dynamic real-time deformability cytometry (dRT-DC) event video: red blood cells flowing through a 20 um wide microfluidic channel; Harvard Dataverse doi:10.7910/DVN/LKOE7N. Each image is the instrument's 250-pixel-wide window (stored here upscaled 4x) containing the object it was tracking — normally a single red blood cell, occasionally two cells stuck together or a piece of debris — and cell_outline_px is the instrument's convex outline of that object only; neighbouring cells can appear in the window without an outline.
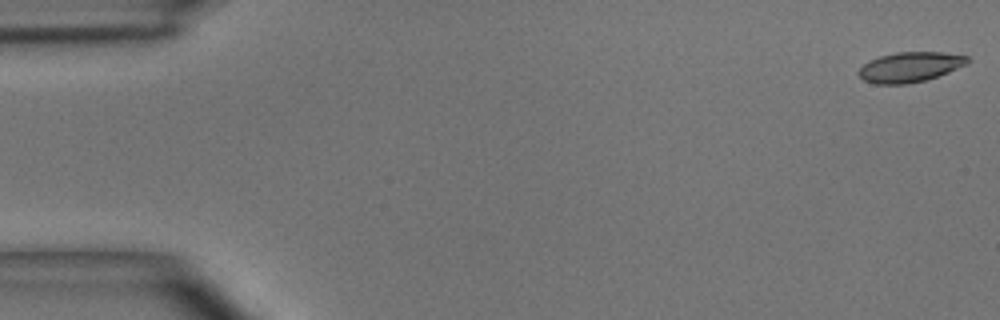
{"species": "common noctule bat (a hibernating species)", "species_latin": "Nyctalus noctula", "temperature_condition": "room temperature", "stored_images_in_passage": 7, "camera_frame_rate_fps": 3000, "um_per_image_px": 0.085, "animal": {"sex": "male", "body_mass_g": 15.6}, "frame": {"image": 1, "passage_image": 1, "time_ms": 0.0, "image_size_px": [1000, 320], "cell_outline_px": [[972, 60], [968, 64], [948, 72], [924, 80], [904, 84], [876, 84], [864, 80], [856, 72], [868, 60], [880, 56], [896, 52], [940, 52], [968, 56]], "centroid_in_image_um": [77.35, 5.69], "position_along_channel_um": 7.7, "area_um2": 19.02}}